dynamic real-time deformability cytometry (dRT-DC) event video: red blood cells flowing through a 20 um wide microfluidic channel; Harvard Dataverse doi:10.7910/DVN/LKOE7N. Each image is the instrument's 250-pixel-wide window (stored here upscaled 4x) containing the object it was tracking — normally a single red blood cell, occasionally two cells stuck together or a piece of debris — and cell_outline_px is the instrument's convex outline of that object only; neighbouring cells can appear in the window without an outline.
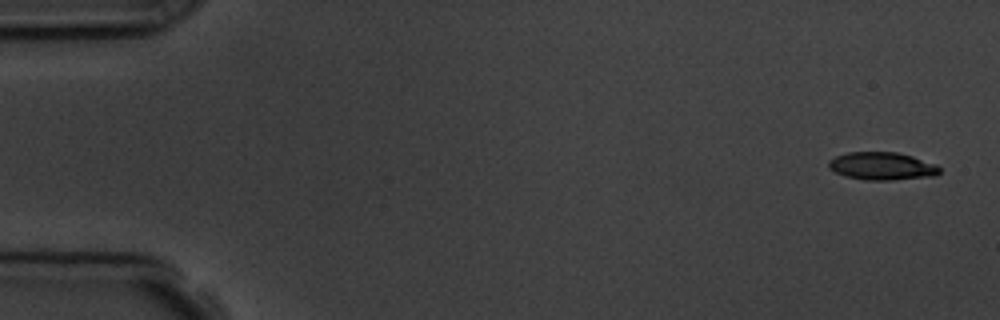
{"species": "common noctule bat (a hibernating species)", "species_latin": "Nyctalus noctula", "temperature_condition": "room temperature", "stored_images_in_passage": 5, "camera_frame_rate_fps": 3000, "um_per_image_px": 0.085, "animal": {"sex": "male", "body_mass_g": 19.5, "forearm_length_mm": 54.6}, "frame": {"image": 1, "passage_image": 1, "time_ms": 0.0, "image_size_px": [1000, 320], "cell_outline_px": [[940, 172], [936, 176], [892, 180], [864, 180], [844, 176], [828, 168], [828, 160], [836, 156], [848, 152], [896, 152], [912, 156], [936, 164], [940, 168]], "centroid_in_image_um": [74.96, 14.12], "position_along_channel_um": 10.0, "area_um2": 18.09}}
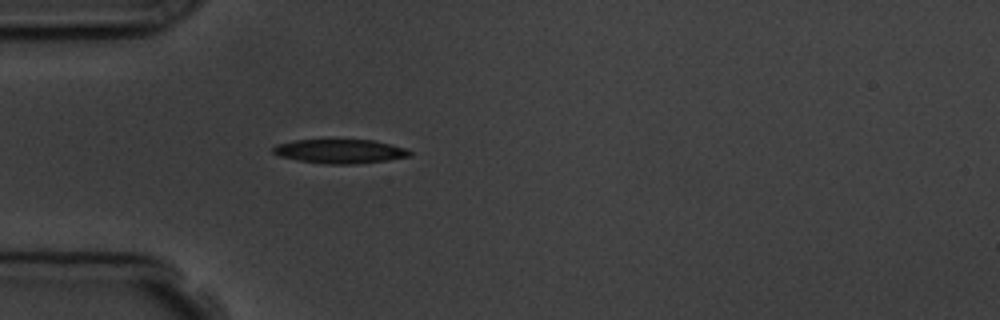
{"frame": {"image": 2, "passage_image": 5, "time_ms": 4.667, "image_size_px": [1000, 320], "cell_outline_px": [[412, 156], [388, 160], [352, 164], [328, 164], [300, 160], [280, 156], [272, 152], [272, 148], [276, 144], [296, 140], [372, 140], [404, 148], [412, 152]], "centroid_in_image_um": [28.9, 12.86], "position_along_channel_um": 56.1, "area_um2": 18.9}}